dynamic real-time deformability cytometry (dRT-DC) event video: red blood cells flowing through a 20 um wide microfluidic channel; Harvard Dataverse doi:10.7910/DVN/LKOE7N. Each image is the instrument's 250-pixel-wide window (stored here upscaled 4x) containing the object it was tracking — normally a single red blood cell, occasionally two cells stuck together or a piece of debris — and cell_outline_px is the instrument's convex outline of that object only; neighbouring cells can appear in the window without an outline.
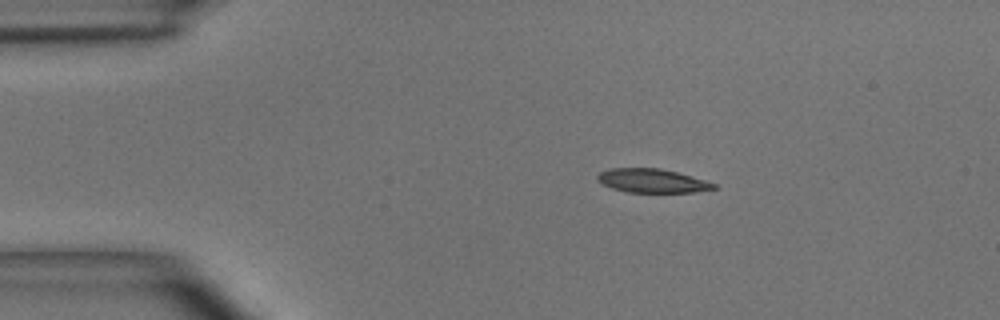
{"species": "common noctule bat (a hibernating species)", "species_latin": "Nyctalus noctula", "temperature_condition": "room temperature", "stored_images_in_passage": 11, "camera_frame_rate_fps": 3000, "um_per_image_px": 0.085, "animal": {"sex": "male", "body_mass_g": 15.6}, "frame": {"image": 1, "passage_image": 1, "time_ms": 0.0, "image_size_px": [1000, 320], "cell_outline_px": [[716, 188], [696, 192], [628, 192], [612, 188], [596, 180], [596, 176], [600, 172], [612, 168], [660, 168], [676, 172], [704, 180], [716, 184]], "centroid_in_image_um": [55.41, 15.36], "position_along_channel_um": 29.6, "area_um2": 15.95}}
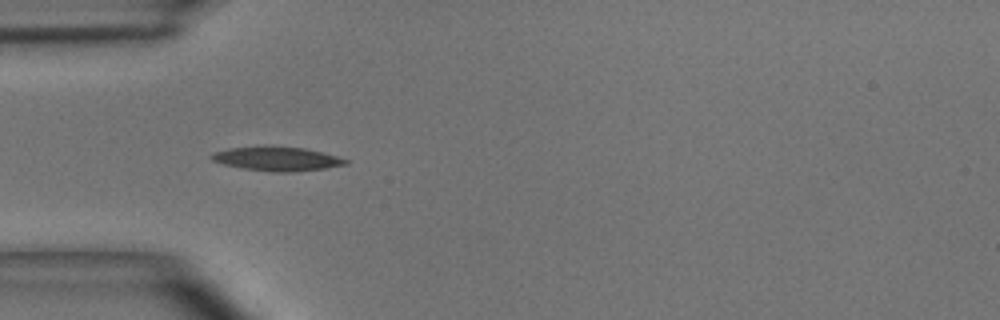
{"frame": {"image": 2, "passage_image": 7, "time_ms": 2.0, "image_size_px": [1000, 320], "cell_outline_px": [[348, 164], [324, 168], [292, 172], [276, 172], [244, 168], [224, 164], [212, 160], [208, 156], [216, 152], [228, 148], [304, 148], [324, 152], [348, 160]], "centroid_in_image_um": [23.58, 13.52], "position_along_channel_um": 61.4, "area_um2": 17.98}}
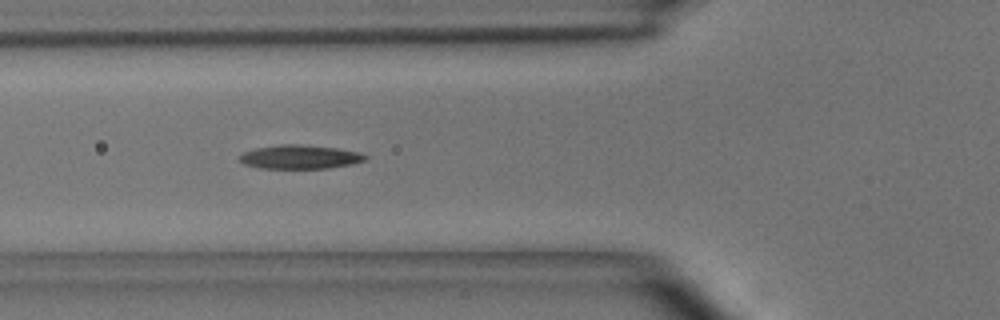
{"frame": {"image": 3, "passage_image": 10, "time_ms": 3.0, "image_size_px": [1000, 320], "cell_outline_px": [[368, 156], [364, 160], [352, 164], [328, 168], [260, 168], [244, 164], [240, 160], [240, 156], [244, 152], [256, 148], [280, 144], [300, 144], [336, 148], [360, 152]], "centroid_in_image_um": [25.5, 13.33], "position_along_channel_um": 100.3, "area_um2": 17.34}}